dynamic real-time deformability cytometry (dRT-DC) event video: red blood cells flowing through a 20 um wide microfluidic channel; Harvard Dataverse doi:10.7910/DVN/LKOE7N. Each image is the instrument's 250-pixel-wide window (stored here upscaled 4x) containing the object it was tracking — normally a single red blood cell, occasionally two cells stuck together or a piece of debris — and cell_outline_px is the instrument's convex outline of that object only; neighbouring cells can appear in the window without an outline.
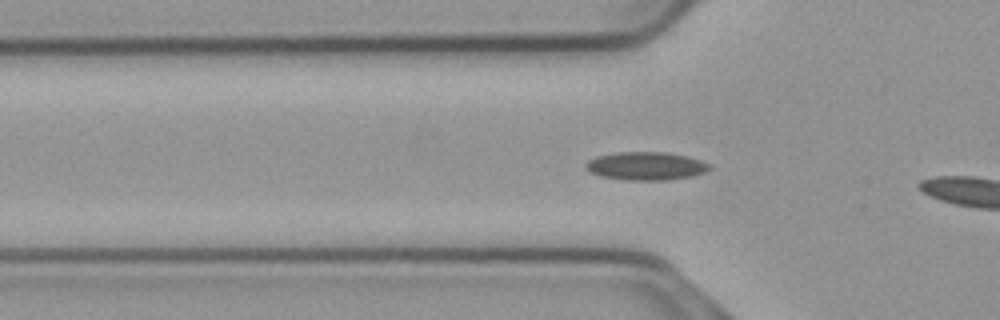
{"species": "common noctule bat (a hibernating species)", "species_latin": "Nyctalus noctula", "temperature_condition": "cold", "stored_images_in_passage": 10, "camera_frame_rate_fps": 3000, "um_per_image_px": 0.085, "animal": {"sex": "male", "body_mass_g": 23.1, "forearm_length_mm": 52.7}, "frame": {"image": 1, "passage_image": 7, "time_ms": 2.0, "image_size_px": [1000, 320], "cell_outline_px": [[712, 168], [704, 172], [692, 176], [668, 180], [624, 180], [600, 176], [588, 172], [584, 164], [588, 160], [596, 156], [620, 152], [668, 152], [700, 160], [708, 164]], "centroid_in_image_um": [54.86, 14.12], "position_along_channel_um": 70.9, "area_um2": 20.35}}